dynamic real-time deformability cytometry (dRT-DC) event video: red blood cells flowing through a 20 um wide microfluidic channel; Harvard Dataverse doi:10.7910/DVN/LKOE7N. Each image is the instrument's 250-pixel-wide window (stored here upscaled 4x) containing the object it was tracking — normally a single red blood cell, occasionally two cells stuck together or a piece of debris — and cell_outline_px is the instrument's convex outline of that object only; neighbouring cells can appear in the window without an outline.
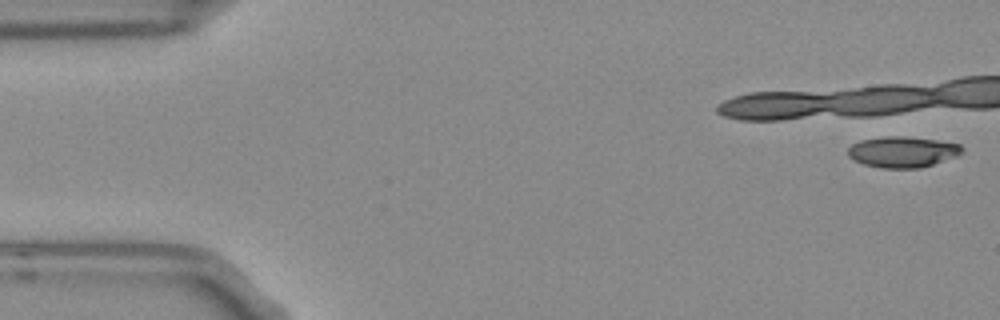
{"species": "Egyptian fruit bat (a non-hibernating species)", "species_latin": "Rousettus aegyptiacus", "temperature_condition": "room temperature", "stored_images_in_passage": 6, "camera_frame_rate_fps": 3000, "um_per_image_px": 0.085, "frame": {"image": 1, "passage_image": 1, "time_ms": 0.0, "image_size_px": [1000, 320], "cell_outline_px": [[964, 148], [956, 156], [920, 168], [880, 168], [864, 164], [848, 156], [848, 148], [852, 144], [860, 140], [888, 136], [904, 136], [936, 140], [960, 144]], "centroid_in_image_um": [76.7, 12.91], "position_along_channel_um": 8.3, "area_um2": 20.35}}